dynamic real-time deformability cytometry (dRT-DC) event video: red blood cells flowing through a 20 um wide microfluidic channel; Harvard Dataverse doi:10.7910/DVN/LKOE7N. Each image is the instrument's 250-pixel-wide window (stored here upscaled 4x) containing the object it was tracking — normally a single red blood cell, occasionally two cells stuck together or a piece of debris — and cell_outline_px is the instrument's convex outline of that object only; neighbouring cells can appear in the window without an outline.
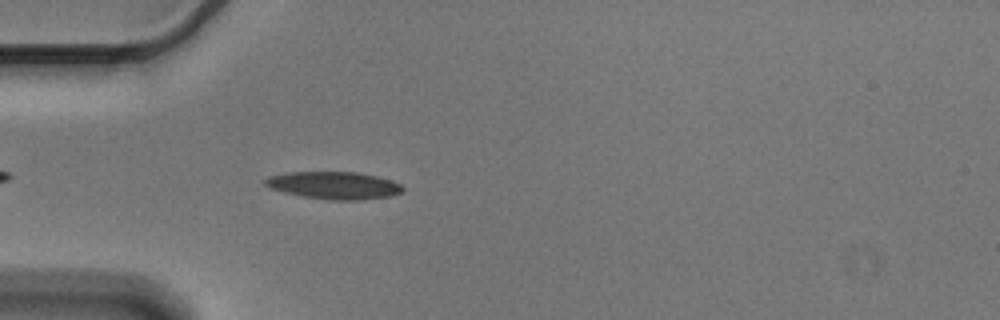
{"species": "Egyptian fruit bat (a non-hibernating species)", "species_latin": "Rousettus aegyptiacus", "temperature_condition": "cold", "stored_images_in_passage": 43, "camera_frame_rate_fps": 3000, "um_per_image_px": 0.085, "animal": {"sex": "male"}, "frame": {"image": 1, "passage_image": 6, "time_ms": 1.667, "image_size_px": [1000, 320], "cell_outline_px": [[404, 188], [400, 192], [392, 196], [360, 200], [332, 200], [300, 196], [268, 188], [264, 184], [264, 180], [268, 176], [288, 172], [356, 172], [376, 176], [392, 180], [400, 184]], "centroid_in_image_um": [28.36, 15.76], "position_along_channel_um": 56.6, "area_um2": 22.08}}
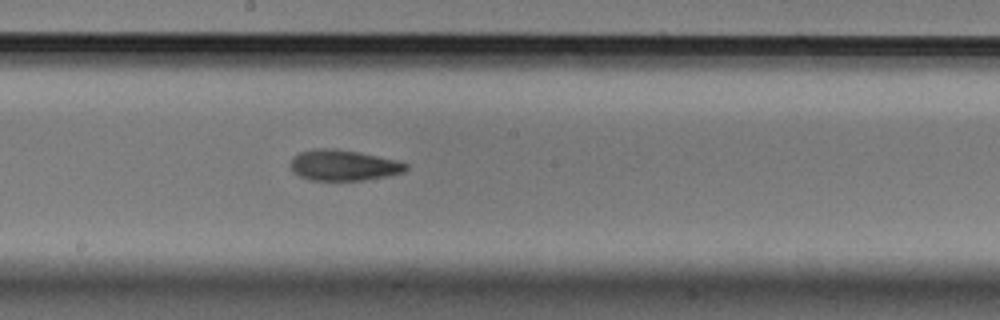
{"frame": {"image": 2, "passage_image": 20, "time_ms": 6.333, "image_size_px": [1000, 320], "cell_outline_px": [[408, 168], [404, 172], [388, 176], [364, 180], [308, 180], [292, 172], [288, 164], [292, 156], [300, 152], [312, 148], [332, 148], [360, 152], [396, 160], [408, 164]], "centroid_in_image_um": [29.14, 14.04], "position_along_channel_um": 219.1, "area_um2": 21.04}}
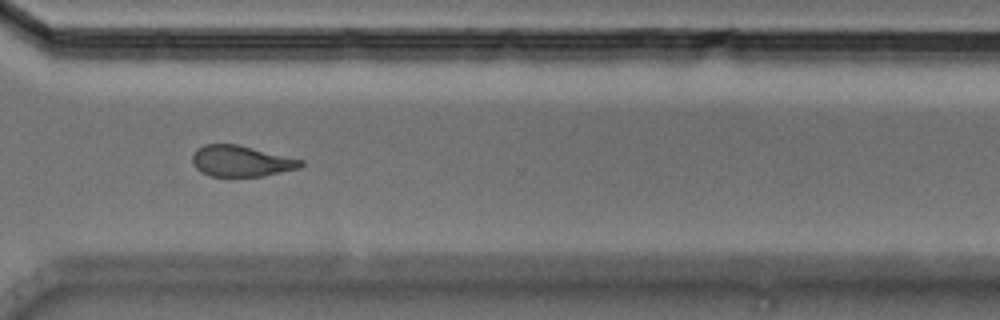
{"frame": {"image": 3, "passage_image": 31, "time_ms": 10.0, "image_size_px": [1000, 320], "cell_outline_px": [[304, 164], [300, 168], [264, 176], [208, 176], [200, 172], [192, 164], [192, 156], [196, 148], [204, 144], [236, 144], [304, 160]], "centroid_in_image_um": [20.47, 13.7], "position_along_channel_um": 350.1, "area_um2": 19.71}, "authors_computed_cell_mechanics": {"area_um2": 20.6924, "velocity_mm_per_s": 3.584, "shape_relaxation_time_tau1_ms": 5.93, "shape_relaxation_time_tau2_ms": 8.6502, "deformation_change_tau1": 0.1557, "deformation_change_tau2": 0.1948}}